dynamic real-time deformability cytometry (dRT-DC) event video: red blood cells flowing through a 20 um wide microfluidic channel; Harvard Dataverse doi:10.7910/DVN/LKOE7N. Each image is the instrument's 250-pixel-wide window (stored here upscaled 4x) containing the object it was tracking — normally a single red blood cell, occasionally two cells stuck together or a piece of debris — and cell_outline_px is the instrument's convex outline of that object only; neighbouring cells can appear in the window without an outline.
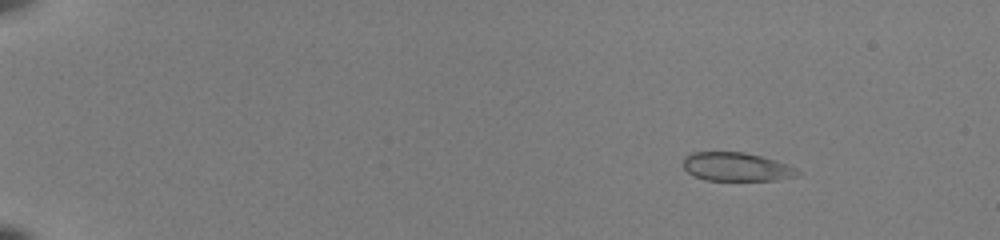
{"species": "common noctule bat (a hibernating species)", "species_latin": "Nyctalus noctula", "temperature_condition": "room temperature", "stored_images_in_passage": 54, "camera_frame_rate_fps": 3000, "um_per_image_px": 0.085, "animal": {"sex": "female", "body_mass_g": 22.0, "forearm_length_mm": 56.7}, "frame": {"image": 1, "passage_image": 8, "time_ms": 2.333, "image_size_px": [1000, 240], "cell_outline_px": [[800, 172], [796, 176], [776, 180], [704, 180], [692, 176], [684, 168], [684, 156], [692, 152], [744, 152], [776, 160], [796, 168]], "centroid_in_image_um": [62.57, 14.18], "position_along_channel_um": 22.4, "area_um2": 19.07}}
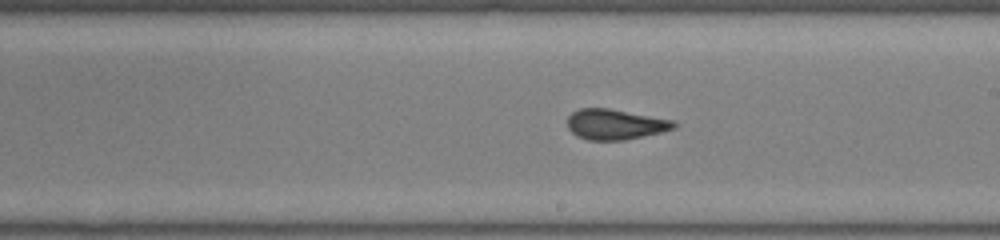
{"frame": {"image": 2, "passage_image": 34, "time_ms": 11.0, "image_size_px": [1000, 240], "cell_outline_px": [[676, 128], [660, 132], [624, 140], [588, 140], [576, 136], [568, 128], [568, 116], [572, 112], [580, 108], [608, 108], [672, 120], [676, 124]], "centroid_in_image_um": [52.25, 10.57], "position_along_channel_um": 236.8, "area_um2": 18.67}}
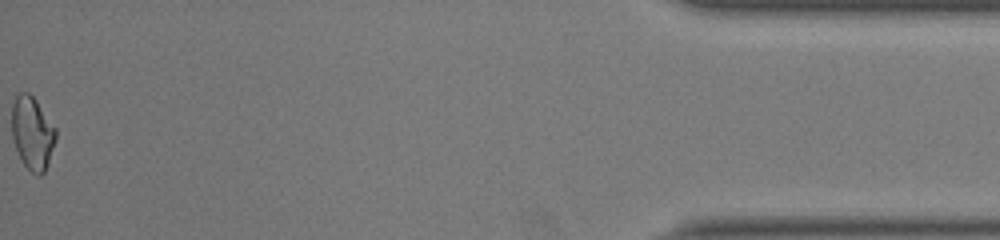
{"frame": {"image": 3, "passage_image": 54, "time_ms": 17.667, "image_size_px": [1000, 240], "cell_outline_px": [[56, 136], [44, 172], [40, 176], [36, 176], [24, 164], [16, 148], [12, 136], [12, 104], [16, 96], [20, 92], [28, 92], [36, 100], [56, 128]], "centroid_in_image_um": [2.73, 11.28], "position_along_channel_um": 432.5, "area_um2": 18.38}, "authors_computed_cell_mechanics": {"area_um2": 18.9873, "velocity_mm_per_s": 4.0151, "shape_relaxation_time_tau1_ms": 10.2535, "shape_relaxation_time_tau2_ms": null, "deformation_change_tau1": 0.2074, "deformation_change_tau2": null}}